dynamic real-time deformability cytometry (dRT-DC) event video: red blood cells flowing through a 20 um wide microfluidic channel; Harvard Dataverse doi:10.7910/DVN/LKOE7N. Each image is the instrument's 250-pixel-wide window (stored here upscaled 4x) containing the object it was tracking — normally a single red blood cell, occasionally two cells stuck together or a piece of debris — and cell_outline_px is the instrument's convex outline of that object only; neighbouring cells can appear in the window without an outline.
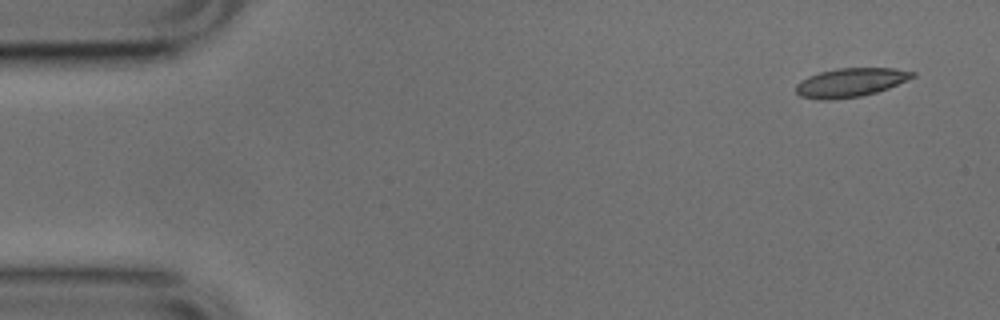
{"species": "common noctule bat (a hibernating species)", "species_latin": "Nyctalus noctula", "temperature_condition": "cold", "stored_images_in_passage": 45, "camera_frame_rate_fps": 3000, "um_per_image_px": 0.085, "animal": {"sex": "male", "body_mass_g": 17.9, "forearm_length_mm": 54.2}, "frame": {"image": 1, "passage_image": 1, "time_ms": 0.0, "image_size_px": [1000, 320], "cell_outline_px": [[916, 76], [888, 88], [876, 92], [860, 96], [828, 100], [824, 100], [800, 96], [796, 92], [796, 84], [800, 80], [808, 76], [820, 72], [840, 68], [896, 68], [916, 72]], "centroid_in_image_um": [72.3, 7.0], "position_along_channel_um": 12.7, "area_um2": 19.48}}
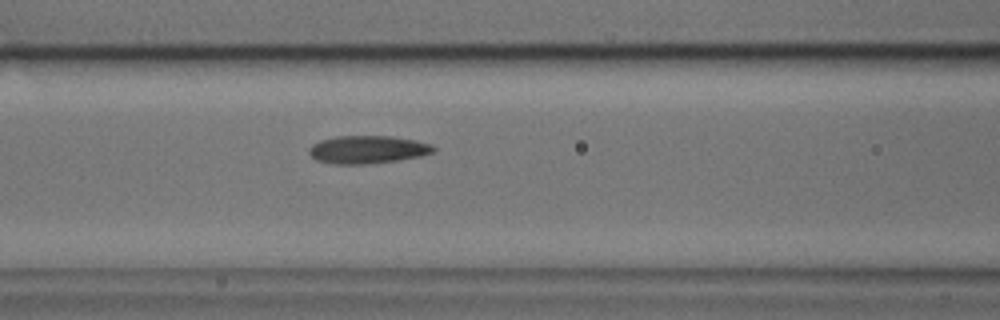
{"frame": {"image": 2, "passage_image": 19, "time_ms": 6.0, "image_size_px": [1000, 320], "cell_outline_px": [[436, 152], [420, 156], [400, 160], [364, 164], [332, 164], [316, 160], [308, 152], [308, 148], [312, 144], [320, 140], [336, 136], [392, 136], [416, 140], [432, 144], [436, 148]], "centroid_in_image_um": [31.26, 12.71], "position_along_channel_um": 135.3, "area_um2": 20.46}}
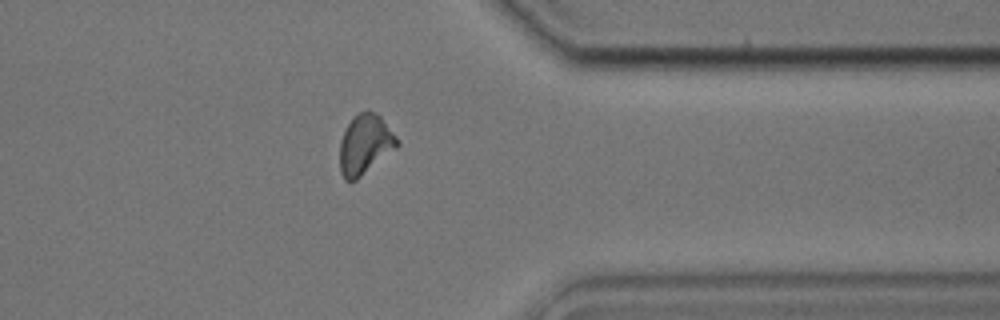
{"frame": {"image": 3, "passage_image": 39, "time_ms": 12.667, "image_size_px": [1000, 320], "cell_outline_px": [[400, 144], [396, 148], [356, 180], [344, 180], [340, 172], [340, 140], [352, 116], [360, 112], [376, 112], [380, 116], [400, 140]], "centroid_in_image_um": [31.03, 12.27], "position_along_channel_um": 380.4, "area_um2": 19.88}, "authors_computed_cell_mechanics": {"area_um2": 19.652, "velocity_mm_per_s": 3.8213, "shape_relaxation_time_tau1_ms": 3.3487, "shape_relaxation_time_tau2_ms": 3.9506, "deformation_change_tau1": 0.1111, "deformation_change_tau2": 0.1158}}